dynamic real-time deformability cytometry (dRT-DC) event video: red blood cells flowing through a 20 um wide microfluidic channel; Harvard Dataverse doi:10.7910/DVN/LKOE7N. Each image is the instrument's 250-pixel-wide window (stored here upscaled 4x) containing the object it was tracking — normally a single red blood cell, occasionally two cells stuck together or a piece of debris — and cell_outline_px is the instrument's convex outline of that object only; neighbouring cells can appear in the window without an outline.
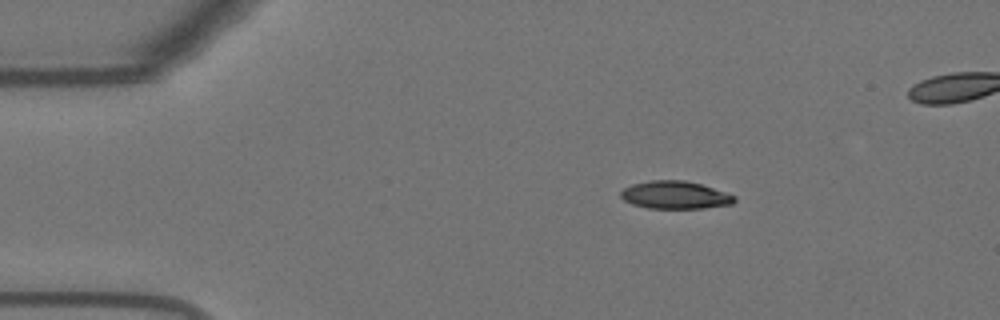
{"species": "Egyptian fruit bat (a non-hibernating species)", "species_latin": "Rousettus aegyptiacus", "temperature_condition": "warm", "stored_images_in_passage": 44, "camera_frame_rate_fps": 3000, "um_per_image_px": 0.085, "animal": {"sex": "female"}, "frame": {"image": 1, "passage_image": 1, "time_ms": 0.0, "image_size_px": [1000, 320], "cell_outline_px": [[736, 200], [732, 204], [704, 208], [648, 208], [632, 204], [624, 200], [620, 196], [620, 192], [624, 188], [632, 184], [652, 180], [684, 180], [700, 184], [736, 196]], "centroid_in_image_um": [57.37, 16.58], "position_along_channel_um": 27.6, "area_um2": 18.26}}
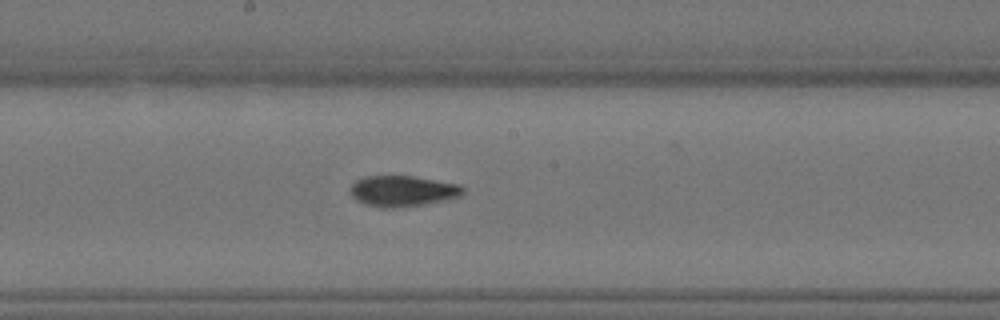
{"frame": {"image": 2, "passage_image": 21, "time_ms": 6.667, "image_size_px": [1000, 320], "cell_outline_px": [[464, 192], [460, 196], [444, 200], [424, 204], [392, 208], [384, 208], [364, 204], [356, 200], [352, 196], [352, 184], [356, 180], [364, 176], [412, 176], [460, 184], [464, 188]], "centroid_in_image_um": [34.23, 16.23], "position_along_channel_um": 214.0, "area_um2": 20.11}}
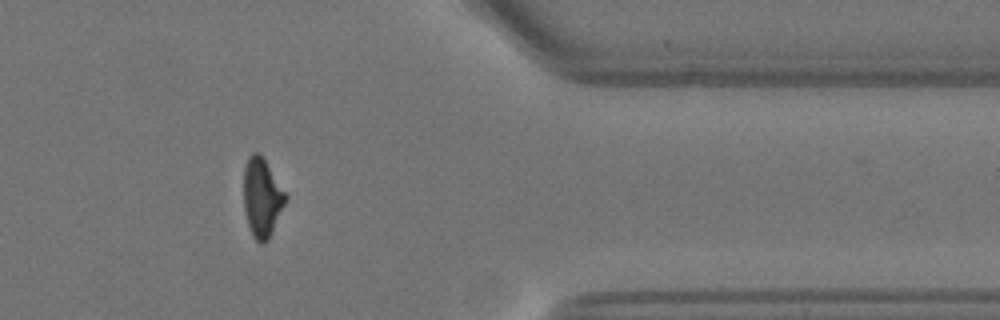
{"frame": {"image": 3, "passage_image": 37, "time_ms": 12.0, "image_size_px": [1000, 320], "cell_outline_px": [[288, 196], [268, 240], [264, 244], [260, 244], [252, 236], [248, 224], [244, 208], [244, 168], [248, 156], [252, 152], [260, 152]], "centroid_in_image_um": [22.26, 16.78], "position_along_channel_um": 389.1, "area_um2": 19.19}}